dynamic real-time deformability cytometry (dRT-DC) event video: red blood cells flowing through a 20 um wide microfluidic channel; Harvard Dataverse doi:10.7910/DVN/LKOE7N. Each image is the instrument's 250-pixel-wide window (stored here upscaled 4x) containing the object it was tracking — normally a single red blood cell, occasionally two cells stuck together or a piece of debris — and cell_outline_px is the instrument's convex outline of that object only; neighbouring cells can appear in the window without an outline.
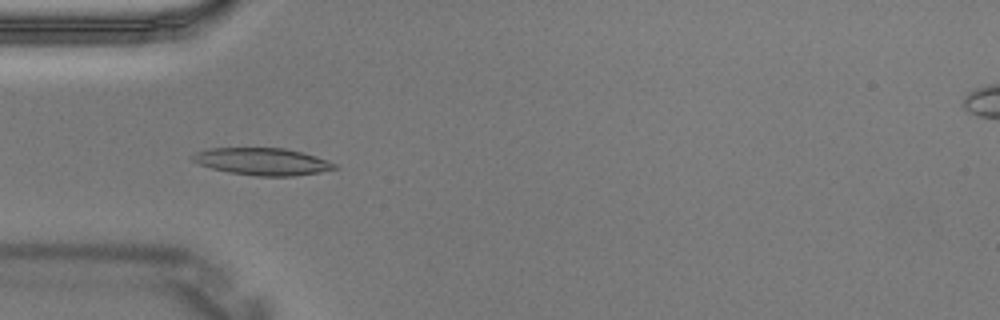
{"species": "Egyptian fruit bat (a non-hibernating species)", "species_latin": "Rousettus aegyptiacus", "temperature_condition": "warm", "stored_images_in_passage": 4, "camera_frame_rate_fps": 3000, "um_per_image_px": 0.085, "animal": {"sex": "male"}, "frame": {"image": 1, "passage_image": 3, "time_ms": 0.667, "image_size_px": [1000, 320], "cell_outline_px": [[340, 168], [320, 172], [292, 176], [256, 176], [228, 172], [212, 168], [200, 164], [192, 160], [188, 156], [196, 152], [212, 148], [284, 148], [316, 156], [328, 160], [336, 164]], "centroid_in_image_um": [22.31, 13.73], "position_along_channel_um": 62.7, "area_um2": 22.48}}